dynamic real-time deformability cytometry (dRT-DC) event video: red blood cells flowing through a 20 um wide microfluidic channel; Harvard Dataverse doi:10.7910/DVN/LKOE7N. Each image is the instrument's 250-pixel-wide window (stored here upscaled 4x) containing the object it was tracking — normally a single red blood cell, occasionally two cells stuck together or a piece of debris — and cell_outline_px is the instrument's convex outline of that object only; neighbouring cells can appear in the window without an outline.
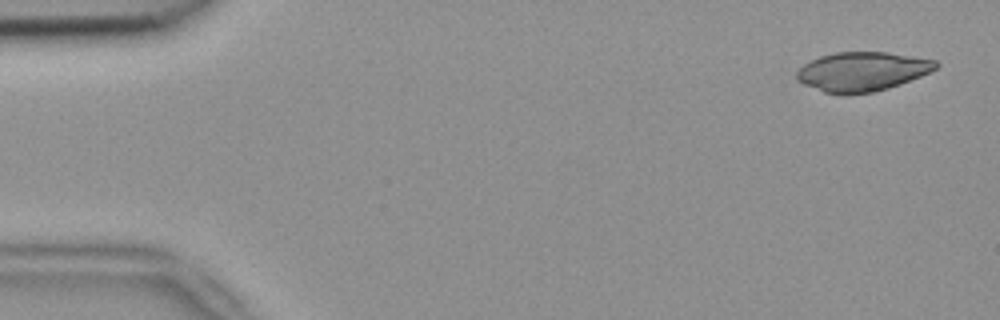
{"species": "common noctule bat (a hibernating species)", "species_latin": "Nyctalus noctula", "temperature_condition": "room temperature", "stored_images_in_passage": 5, "camera_frame_rate_fps": 3000, "um_per_image_px": 0.085, "animal": {"sex": "female", "body_mass_g": 18.4}, "frame": {"image": 1, "passage_image": 1, "time_ms": 0.0, "image_size_px": [1000, 320], "cell_outline_px": [[940, 64], [936, 68], [920, 76], [900, 84], [888, 88], [872, 92], [824, 92], [804, 84], [796, 80], [796, 72], [804, 64], [820, 56], [836, 52], [888, 52], [936, 60]], "centroid_in_image_um": [73.29, 6.05], "position_along_channel_um": 11.7, "area_um2": 31.15}}